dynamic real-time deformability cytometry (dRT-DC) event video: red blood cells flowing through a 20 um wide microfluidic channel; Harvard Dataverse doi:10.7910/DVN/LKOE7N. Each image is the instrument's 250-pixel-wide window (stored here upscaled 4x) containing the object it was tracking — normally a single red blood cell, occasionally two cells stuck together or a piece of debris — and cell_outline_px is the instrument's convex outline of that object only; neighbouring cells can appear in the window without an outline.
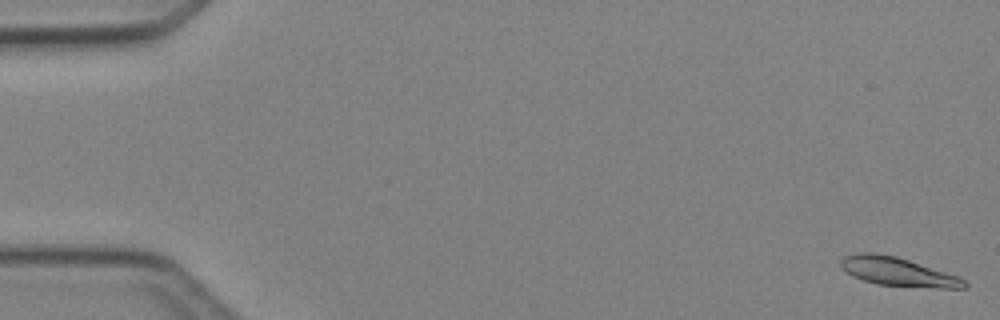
{"species": "Egyptian fruit bat (a non-hibernating species)", "species_latin": "Rousettus aegyptiacus", "temperature_condition": "cold", "stored_images_in_passage": 4, "camera_frame_rate_fps": 3000, "um_per_image_px": 0.085, "animal": {"sex": "female"}, "frame": {"image": 1, "passage_image": 1, "time_ms": 0.0, "image_size_px": [1000, 320], "cell_outline_px": [[968, 288], [940, 288], [876, 284], [852, 276], [840, 264], [840, 260], [844, 256], [860, 252], [872, 252], [896, 256], [960, 276], [968, 284]], "centroid_in_image_um": [76.36, 23.09], "position_along_channel_um": 8.6, "area_um2": 20.58}}
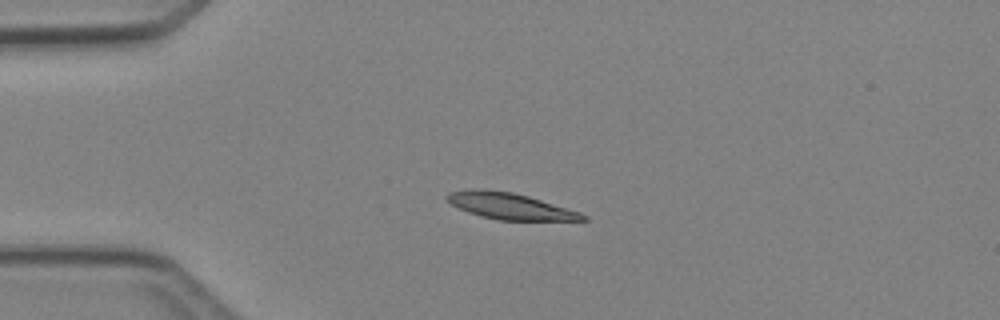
{"frame": {"image": 2, "passage_image": 4, "time_ms": 3.667, "image_size_px": [1000, 320], "cell_outline_px": [[588, 220], [500, 220], [480, 216], [468, 212], [452, 204], [444, 196], [448, 192], [472, 188], [484, 188], [512, 192], [528, 196], [580, 212], [588, 216]], "centroid_in_image_um": [43.32, 17.5], "position_along_channel_um": 41.7, "area_um2": 20.81}}